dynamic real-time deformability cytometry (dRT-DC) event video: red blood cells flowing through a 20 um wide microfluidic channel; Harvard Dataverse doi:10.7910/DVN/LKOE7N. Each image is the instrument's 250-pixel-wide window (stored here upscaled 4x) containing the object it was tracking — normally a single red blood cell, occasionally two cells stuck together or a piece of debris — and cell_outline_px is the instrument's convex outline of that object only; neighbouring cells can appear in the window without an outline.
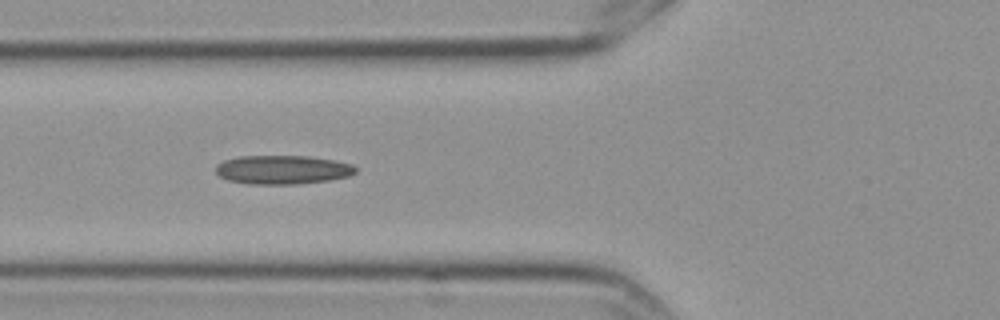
{"species": "Egyptian fruit bat (a non-hibernating species)", "species_latin": "Rousettus aegyptiacus", "temperature_condition": "cold", "stored_images_in_passage": 9, "camera_frame_rate_fps": 3000, "um_per_image_px": 0.085, "frame": {"image": 1, "passage_image": 4, "time_ms": 1.0, "image_size_px": [1000, 320], "cell_outline_px": [[356, 172], [348, 176], [328, 180], [296, 184], [248, 184], [228, 180], [220, 176], [216, 172], [216, 164], [224, 160], [240, 156], [308, 156], [332, 160], [352, 164], [356, 168]], "centroid_in_image_um": [23.99, 14.42], "position_along_channel_um": 101.8, "area_um2": 23.41}}
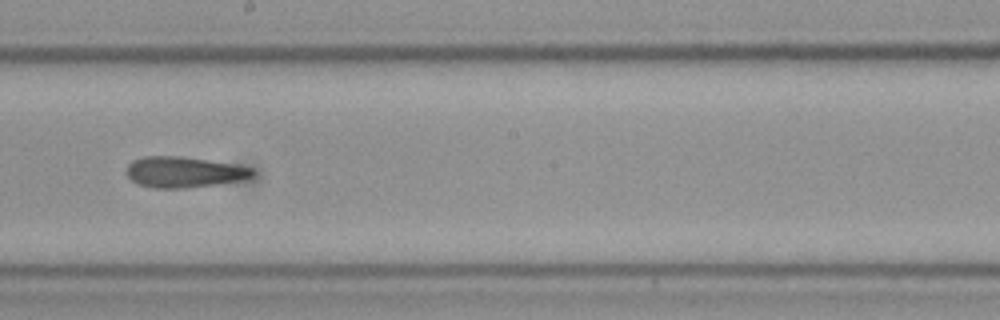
{"frame": {"image": 2, "passage_image": 7, "time_ms": 2.0, "image_size_px": [1000, 320], "cell_outline_px": [[256, 172], [252, 176], [244, 180], [216, 184], [180, 188], [156, 188], [136, 184], [128, 176], [128, 164], [132, 160], [144, 156], [180, 156], [252, 168]], "centroid_in_image_um": [15.61, 14.63], "position_along_channel_um": 232.6, "area_um2": 22.25}}
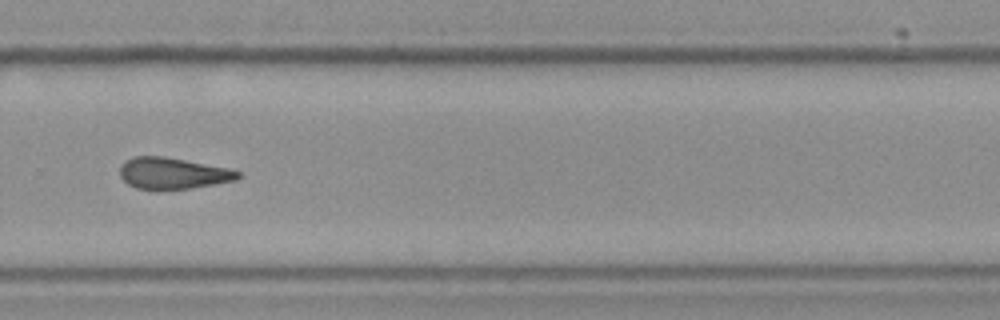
{"frame": {"image": 3, "passage_image": 9, "time_ms": 2.667, "image_size_px": [1000, 320], "cell_outline_px": [[240, 176], [236, 180], [188, 188], [156, 192], [136, 188], [128, 184], [120, 176], [120, 164], [124, 160], [132, 156], [164, 156], [232, 168], [240, 172]], "centroid_in_image_um": [14.64, 14.74], "position_along_channel_um": 315.2, "area_um2": 22.2}}